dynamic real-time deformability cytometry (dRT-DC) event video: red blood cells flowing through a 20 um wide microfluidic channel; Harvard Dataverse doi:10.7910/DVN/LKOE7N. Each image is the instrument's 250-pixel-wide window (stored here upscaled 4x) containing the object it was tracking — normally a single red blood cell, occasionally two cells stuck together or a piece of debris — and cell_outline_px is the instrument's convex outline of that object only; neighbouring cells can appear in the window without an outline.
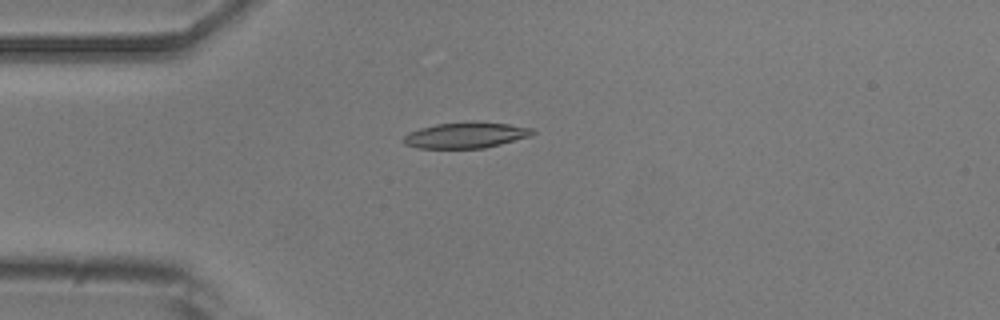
{"species": "common noctule bat (a hibernating species)", "species_latin": "Nyctalus noctula", "temperature_condition": "room temperature", "stored_images_in_passage": 7, "camera_frame_rate_fps": 3000, "um_per_image_px": 0.085, "animal": {"sex": "male", "body_mass_g": 20.5, "forearm_length_mm": 52.5}, "frame": {"image": 1, "passage_image": 4, "time_ms": 4.0, "image_size_px": [1000, 320], "cell_outline_px": [[536, 132], [532, 136], [484, 148], [416, 148], [404, 144], [400, 140], [408, 132], [420, 128], [436, 124], [468, 120], [476, 120], [508, 124], [532, 128]], "centroid_in_image_um": [39.58, 11.47], "position_along_channel_um": 45.4, "area_um2": 19.94}}
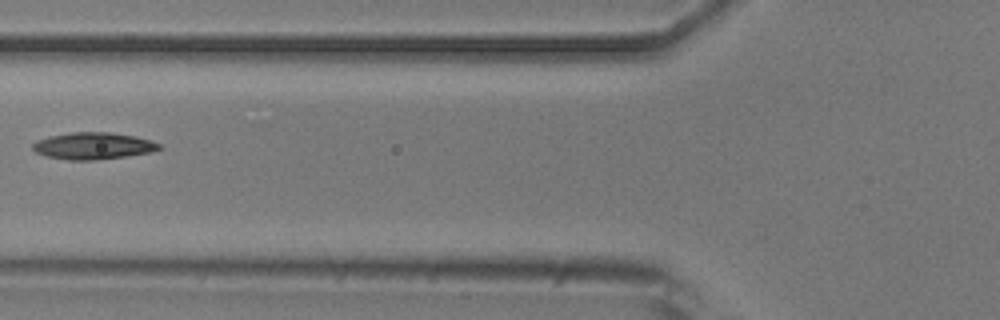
{"frame": {"image": 2, "passage_image": 6, "time_ms": 6.333, "image_size_px": [1000, 320], "cell_outline_px": [[164, 148], [148, 152], [124, 156], [96, 160], [68, 160], [48, 156], [36, 152], [32, 148], [32, 144], [36, 140], [48, 136], [72, 132], [108, 132], [136, 136], [160, 144]], "centroid_in_image_um": [7.89, 12.39], "position_along_channel_um": 117.9, "area_um2": 19.65}}
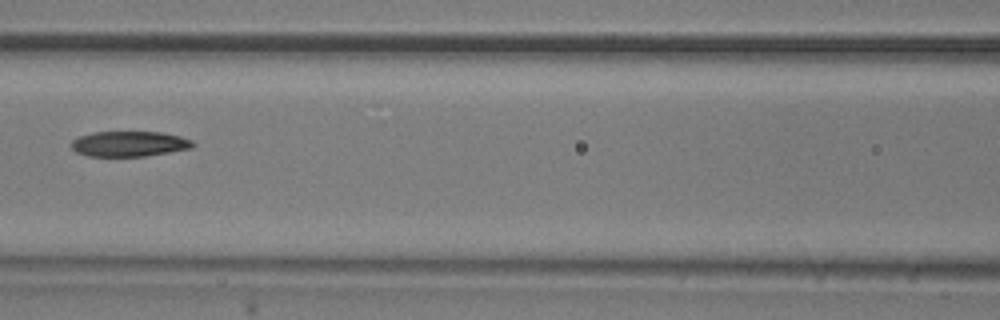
{"frame": {"image": 3, "passage_image": 7, "time_ms": 7.333, "image_size_px": [1000, 320], "cell_outline_px": [[196, 144], [192, 148], [144, 156], [88, 156], [76, 152], [72, 148], [72, 140], [80, 136], [92, 132], [160, 132], [180, 136], [192, 140]], "centroid_in_image_um": [10.99, 12.22], "position_along_channel_um": 155.6, "area_um2": 17.86}}